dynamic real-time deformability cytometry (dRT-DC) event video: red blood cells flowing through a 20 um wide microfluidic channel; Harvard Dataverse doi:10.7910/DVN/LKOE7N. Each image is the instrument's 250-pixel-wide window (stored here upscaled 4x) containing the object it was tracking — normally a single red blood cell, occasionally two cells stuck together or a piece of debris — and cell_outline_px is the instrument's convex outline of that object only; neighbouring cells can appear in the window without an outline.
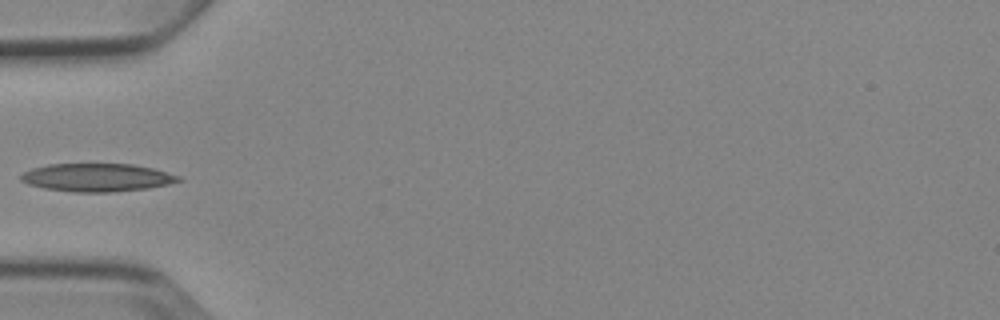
{"species": "Egyptian fruit bat (a non-hibernating species)", "species_latin": "Rousettus aegyptiacus", "temperature_condition": "cold", "stored_images_in_passage": 6, "camera_frame_rate_fps": 3000, "um_per_image_px": 0.085, "animal": {"sex": "female"}, "frame": {"image": 1, "passage_image": 5, "time_ms": 5.667, "image_size_px": [1000, 320], "cell_outline_px": [[184, 180], [168, 184], [148, 188], [112, 192], [72, 192], [44, 188], [28, 184], [20, 180], [20, 176], [24, 172], [32, 168], [48, 164], [132, 164], [152, 168], [180, 176]], "centroid_in_image_um": [8.24, 15.09], "position_along_channel_um": 76.8, "area_um2": 25.78}}
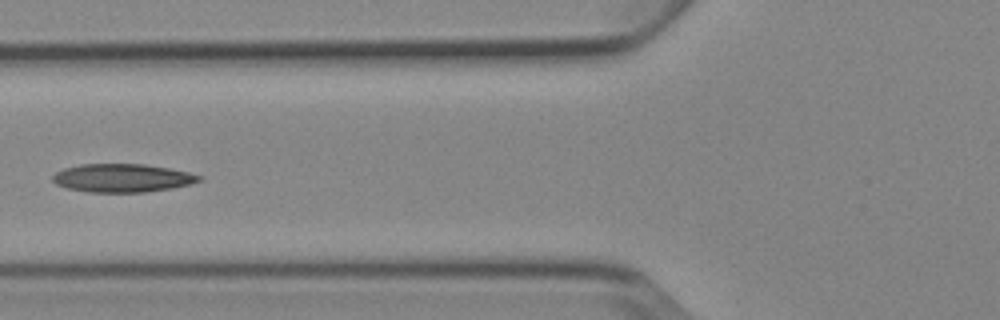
{"frame": {"image": 2, "passage_image": 6, "time_ms": 6.667, "image_size_px": [1000, 320], "cell_outline_px": [[204, 180], [192, 184], [172, 188], [144, 192], [88, 192], [68, 188], [56, 184], [52, 180], [52, 176], [56, 172], [64, 168], [80, 164], [144, 164], [168, 168], [188, 172], [204, 176]], "centroid_in_image_um": [10.43, 15.13], "position_along_channel_um": 115.4, "area_um2": 24.28}}